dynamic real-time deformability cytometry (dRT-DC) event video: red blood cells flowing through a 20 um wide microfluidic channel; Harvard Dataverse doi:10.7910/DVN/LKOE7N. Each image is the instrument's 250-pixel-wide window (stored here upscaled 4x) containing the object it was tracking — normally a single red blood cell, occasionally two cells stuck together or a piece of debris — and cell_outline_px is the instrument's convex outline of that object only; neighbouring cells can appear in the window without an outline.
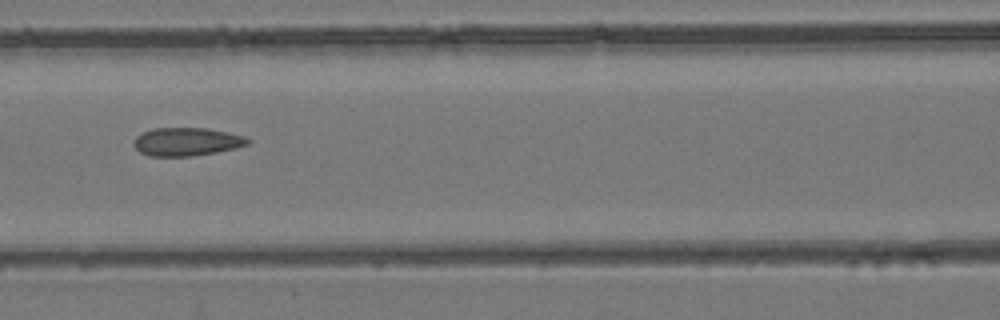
{"species": "common noctule bat (a hibernating species)", "species_latin": "Nyctalus noctula", "temperature_condition": "room temperature", "stored_images_in_passage": 6, "camera_frame_rate_fps": 3000, "um_per_image_px": 0.085, "animal": {"sex": "female", "body_mass_g": 24.6, "forearm_length_mm": 56.2}, "frame": {"image": 1, "passage_image": 6, "time_ms": 1.667, "image_size_px": [1000, 320], "cell_outline_px": [[252, 140], [248, 144], [236, 148], [216, 152], [192, 156], [148, 156], [140, 152], [132, 144], [136, 136], [152, 128], [208, 128], [244, 136]], "centroid_in_image_um": [15.86, 12.05], "position_along_channel_um": 150.7, "area_um2": 18.79}}